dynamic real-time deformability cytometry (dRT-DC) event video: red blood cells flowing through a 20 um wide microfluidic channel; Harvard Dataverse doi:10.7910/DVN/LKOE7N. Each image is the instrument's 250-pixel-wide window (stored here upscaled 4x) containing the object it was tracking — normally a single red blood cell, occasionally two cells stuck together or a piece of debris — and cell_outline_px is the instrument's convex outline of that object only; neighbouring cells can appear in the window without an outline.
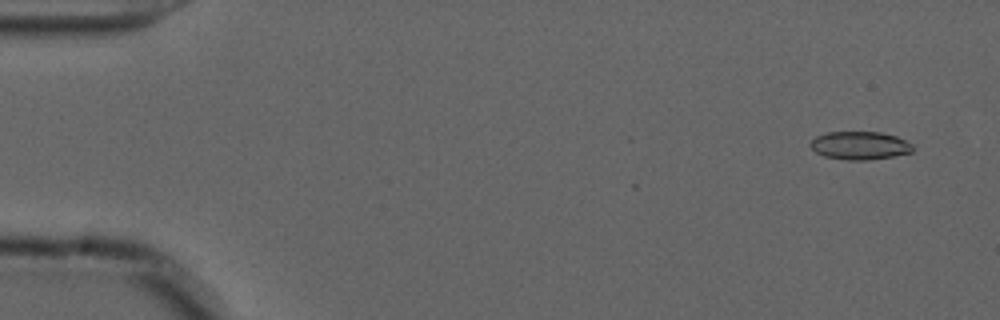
{"species": "common noctule bat (a hibernating species)", "species_latin": "Nyctalus noctula", "temperature_condition": "cold", "stored_images_in_passage": 56, "camera_frame_rate_fps": 3000, "um_per_image_px": 0.085, "animal": {"sex": "male", "forearm_length_mm": 52.5}, "frame": {"image": 1, "passage_image": 4, "time_ms": 1.0, "image_size_px": [1000, 320], "cell_outline_px": [[912, 152], [892, 156], [868, 160], [844, 160], [824, 156], [816, 152], [808, 144], [816, 136], [828, 132], [880, 132], [896, 136], [912, 144]], "centroid_in_image_um": [73.05, 12.37], "position_along_channel_um": 11.9, "area_um2": 16.7}}
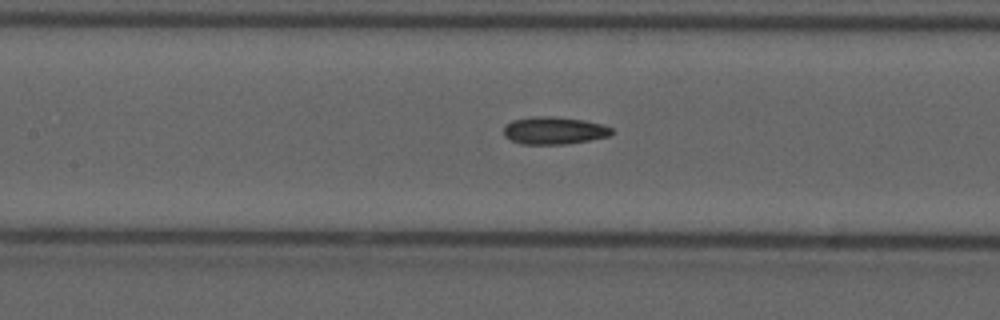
{"frame": {"image": 2, "passage_image": 26, "time_ms": 8.333, "image_size_px": [1000, 320], "cell_outline_px": [[616, 132], [608, 136], [568, 144], [520, 144], [504, 136], [504, 124], [512, 120], [532, 116], [552, 116], [584, 120], [604, 124], [612, 128]], "centroid_in_image_um": [47.1, 11.08], "position_along_channel_um": 160.3, "area_um2": 17.51}}
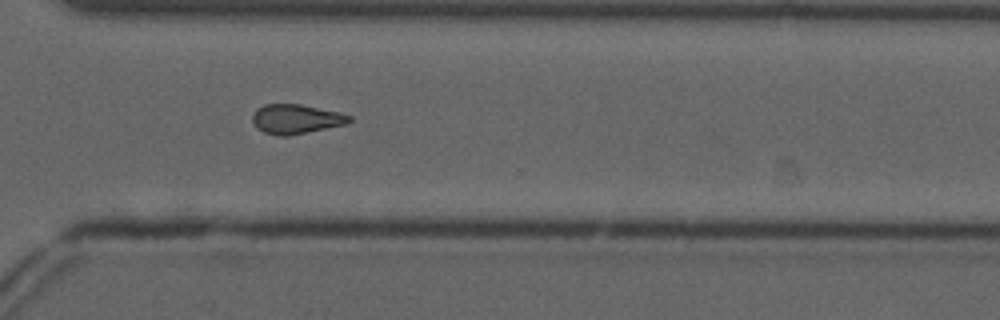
{"frame": {"image": 3, "passage_image": 41, "time_ms": 13.333, "image_size_px": [1000, 320], "cell_outline_px": [[352, 120], [344, 124], [288, 136], [276, 136], [264, 132], [256, 128], [252, 120], [252, 116], [256, 108], [264, 104], [300, 104], [340, 112], [352, 116]], "centroid_in_image_um": [25.12, 10.11], "position_along_channel_um": 345.5, "area_um2": 16.65}, "authors_computed_cell_mechanics": {"area_um2": 16.8198, "velocity_mm_per_s": 3.7095, "shape_relaxation_time_tau1_ms": null, "shape_relaxation_time_tau2_ms": 4.5219, "deformation_change_tau1": null, "deformation_change_tau2": 0.1199}}